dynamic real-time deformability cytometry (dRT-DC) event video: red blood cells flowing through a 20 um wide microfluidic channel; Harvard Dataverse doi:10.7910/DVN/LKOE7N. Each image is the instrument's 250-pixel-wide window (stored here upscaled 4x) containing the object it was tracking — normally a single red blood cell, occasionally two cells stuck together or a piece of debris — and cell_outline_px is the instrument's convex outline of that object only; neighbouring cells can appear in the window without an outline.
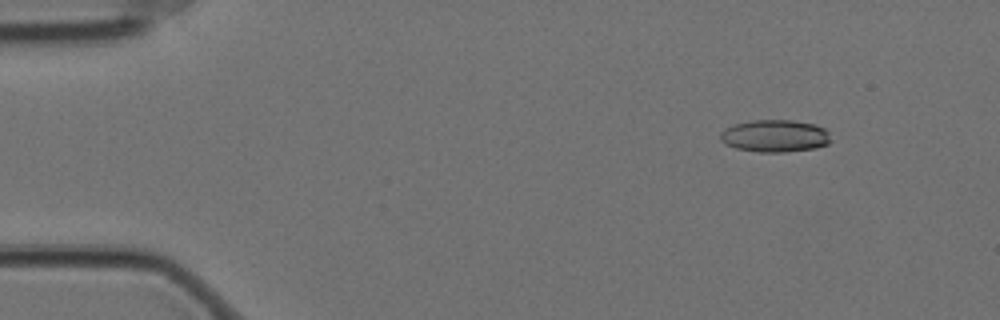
{"species": "Egyptian fruit bat (a non-hibernating species)", "species_latin": "Rousettus aegyptiacus", "temperature_condition": "cold", "stored_images_in_passage": 15, "camera_frame_rate_fps": 3000, "um_per_image_px": 0.085, "animal": {"sex": "female"}, "frame": {"image": 1, "passage_image": 7, "time_ms": 2.0, "image_size_px": [1000, 320], "cell_outline_px": [[828, 144], [816, 148], [784, 152], [760, 152], [736, 148], [720, 140], [720, 132], [724, 128], [736, 124], [752, 120], [792, 120], [816, 124], [824, 128], [828, 132]], "centroid_in_image_um": [65.86, 11.55], "position_along_channel_um": 19.1, "area_um2": 20.69}}